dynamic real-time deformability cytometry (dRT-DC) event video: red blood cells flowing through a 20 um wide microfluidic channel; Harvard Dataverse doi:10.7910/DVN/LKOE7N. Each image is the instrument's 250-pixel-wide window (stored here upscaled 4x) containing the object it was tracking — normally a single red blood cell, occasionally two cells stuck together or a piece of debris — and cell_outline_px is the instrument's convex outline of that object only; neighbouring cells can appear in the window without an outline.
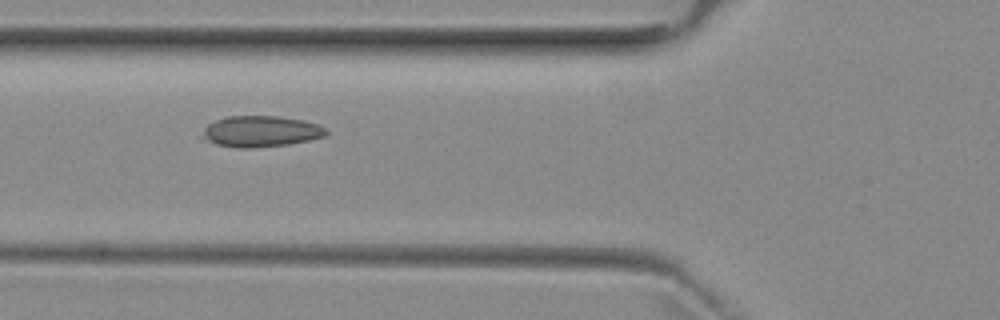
{"species": "common noctule bat (a hibernating species)", "species_latin": "Nyctalus noctula", "temperature_condition": "room temperature", "stored_images_in_passage": 7, "camera_frame_rate_fps": 3000, "um_per_image_px": 0.085, "animal": {"sex": "female", "body_mass_g": 29.2, "forearm_length_mm": 56.3}, "frame": {"image": 1, "passage_image": 5, "time_ms": 5.333, "image_size_px": [1000, 320], "cell_outline_px": [[328, 132], [324, 136], [308, 140], [288, 144], [252, 148], [236, 148], [216, 144], [196, 136], [208, 124], [216, 120], [228, 116], [276, 116], [304, 120], [316, 124], [324, 128]], "centroid_in_image_um": [22.08, 11.17], "position_along_channel_um": 103.7, "area_um2": 22.48}}
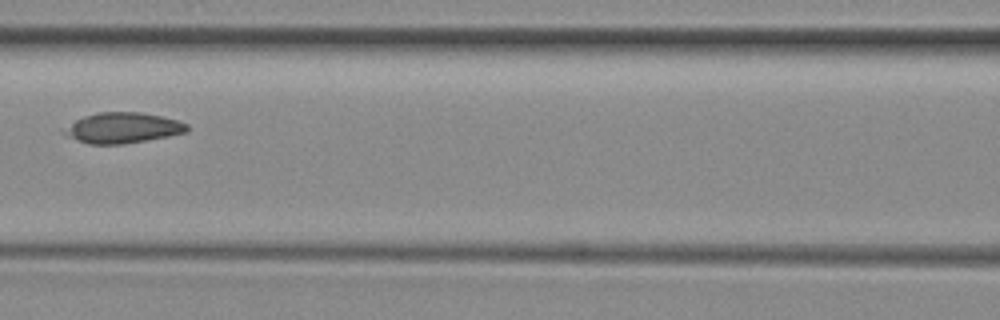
{"frame": {"image": 2, "passage_image": 6, "time_ms": 6.667, "image_size_px": [1000, 320], "cell_outline_px": [[188, 128], [184, 132], [168, 136], [124, 144], [88, 144], [68, 136], [60, 132], [60, 128], [84, 116], [96, 112], [140, 112], [160, 116], [176, 120], [188, 124]], "centroid_in_image_um": [10.35, 10.86], "position_along_channel_um": 156.3, "area_um2": 21.85}}
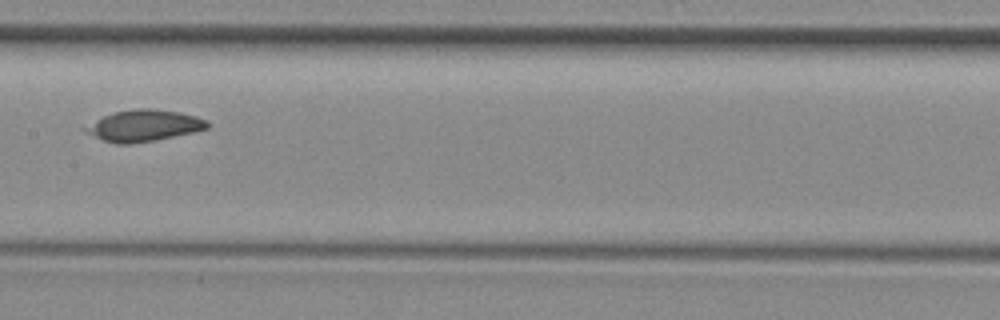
{"frame": {"image": 3, "passage_image": 7, "time_ms": 7.667, "image_size_px": [1000, 320], "cell_outline_px": [[208, 128], [192, 132], [152, 140], [128, 144], [116, 144], [104, 140], [84, 132], [80, 128], [104, 116], [116, 112], [136, 108], [152, 108], [180, 112], [196, 116], [208, 120]], "centroid_in_image_um": [12.2, 10.66], "position_along_channel_um": 195.2, "area_um2": 22.08}}